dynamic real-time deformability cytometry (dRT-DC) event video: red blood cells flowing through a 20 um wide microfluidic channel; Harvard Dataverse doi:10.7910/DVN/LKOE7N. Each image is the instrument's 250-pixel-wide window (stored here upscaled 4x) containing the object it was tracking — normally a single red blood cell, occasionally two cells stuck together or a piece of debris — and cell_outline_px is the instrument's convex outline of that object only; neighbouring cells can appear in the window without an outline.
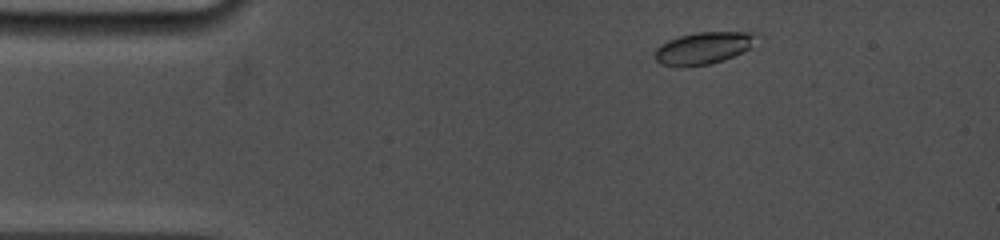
{"species": "common noctule bat (a hibernating species)", "species_latin": "Nyctalus noctula", "temperature_condition": "cold", "stored_images_in_passage": 6, "camera_frame_rate_fps": 5000, "um_per_image_px": 0.085, "animal": {"sex": "female", "body_mass_g": 19.0, "forearm_length_mm": 53.3}, "frame": {"image": 1, "passage_image": 1, "time_ms": 0.0, "image_size_px": [1000, 240], "cell_outline_px": [[760, 36], [744, 52], [724, 60], [712, 64], [676, 68], [660, 64], [656, 60], [656, 48], [660, 44], [668, 40], [680, 36], [696, 32], [760, 32]], "centroid_in_image_um": [59.81, 4.1], "position_along_channel_um": 25.2, "area_um2": 19.36}}
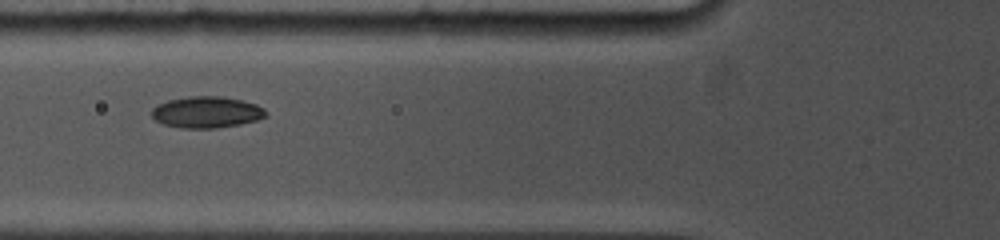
{"frame": {"image": 2, "passage_image": 5, "time_ms": 3.8, "image_size_px": [1000, 240], "cell_outline_px": [[268, 116], [256, 120], [240, 124], [216, 128], [180, 128], [164, 124], [156, 120], [152, 116], [152, 108], [156, 104], [168, 100], [188, 96], [220, 96], [240, 100], [256, 104], [264, 108], [268, 112]], "centroid_in_image_um": [17.56, 9.53], "position_along_channel_um": 108.2, "area_um2": 20.98}}
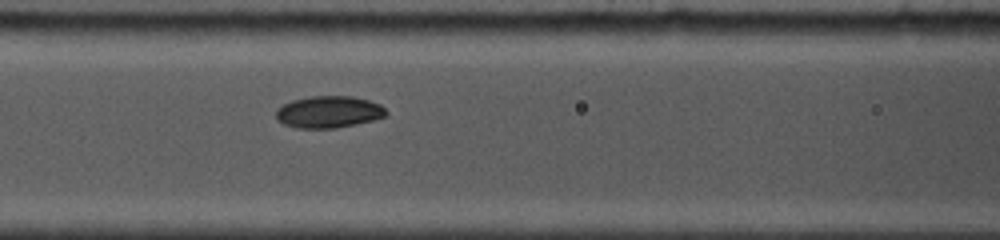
{"frame": {"image": 3, "passage_image": 6, "time_ms": 4.6, "image_size_px": [1000, 240], "cell_outline_px": [[388, 116], [372, 120], [336, 128], [296, 128], [284, 124], [276, 120], [276, 108], [292, 100], [312, 96], [352, 96], [368, 100], [380, 104], [388, 112]], "centroid_in_image_um": [27.93, 9.51], "position_along_channel_um": 138.7, "area_um2": 20.52}}